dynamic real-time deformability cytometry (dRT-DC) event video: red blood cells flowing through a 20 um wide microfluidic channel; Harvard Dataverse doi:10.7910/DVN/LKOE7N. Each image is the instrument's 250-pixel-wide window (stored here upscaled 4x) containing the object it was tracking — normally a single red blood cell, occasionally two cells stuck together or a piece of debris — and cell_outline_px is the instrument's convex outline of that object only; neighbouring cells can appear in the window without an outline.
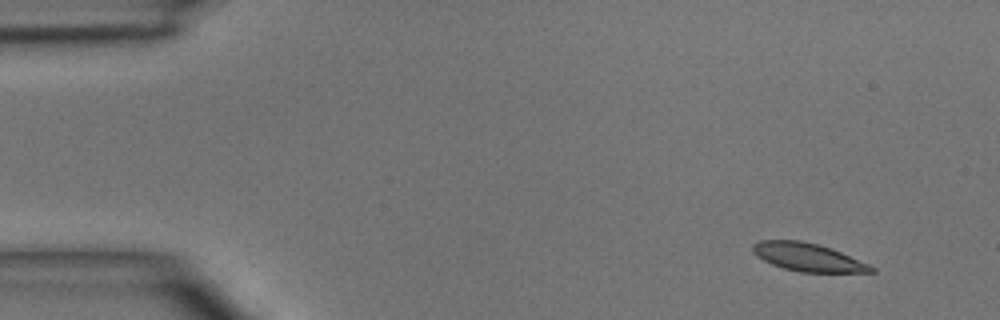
{"species": "common noctule bat (a hibernating species)", "species_latin": "Nyctalus noctula", "temperature_condition": "room temperature", "stored_images_in_passage": 5, "camera_frame_rate_fps": 3000, "um_per_image_px": 0.085, "animal": {"sex": "male", "body_mass_g": 15.6}, "frame": {"image": 1, "passage_image": 1, "time_ms": 0.0, "image_size_px": [1000, 320], "cell_outline_px": [[876, 272], [800, 272], [784, 268], [772, 264], [756, 256], [752, 252], [752, 244], [760, 240], [800, 240], [832, 248], [868, 264], [876, 268]], "centroid_in_image_um": [68.65, 21.86], "position_along_channel_um": 16.4, "area_um2": 19.31}}